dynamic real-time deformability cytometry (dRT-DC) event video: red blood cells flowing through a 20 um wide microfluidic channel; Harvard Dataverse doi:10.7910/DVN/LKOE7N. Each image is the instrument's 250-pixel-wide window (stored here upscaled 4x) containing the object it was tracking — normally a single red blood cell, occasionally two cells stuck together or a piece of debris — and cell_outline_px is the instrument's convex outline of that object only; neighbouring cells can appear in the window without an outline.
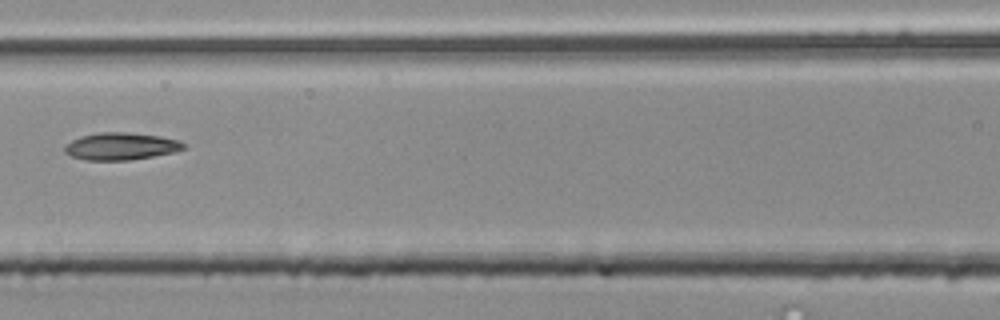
{"species": "common noctule bat (a hibernating species)", "species_latin": "Nyctalus noctula", "temperature_condition": "room temperature", "stored_images_in_passage": 5, "camera_frame_rate_fps": 3000, "um_per_image_px": 0.085, "animal": {"sex": "male", "body_mass_g": 20.4}, "frame": {"image": 1, "passage_image": 5, "time_ms": 1.333, "image_size_px": [1000, 320], "cell_outline_px": [[188, 148], [176, 152], [132, 160], [88, 160], [72, 156], [64, 152], [64, 144], [80, 136], [100, 132], [128, 132], [160, 136], [180, 140], [188, 144]], "centroid_in_image_um": [10.34, 12.43], "position_along_channel_um": 156.3, "area_um2": 19.25}}